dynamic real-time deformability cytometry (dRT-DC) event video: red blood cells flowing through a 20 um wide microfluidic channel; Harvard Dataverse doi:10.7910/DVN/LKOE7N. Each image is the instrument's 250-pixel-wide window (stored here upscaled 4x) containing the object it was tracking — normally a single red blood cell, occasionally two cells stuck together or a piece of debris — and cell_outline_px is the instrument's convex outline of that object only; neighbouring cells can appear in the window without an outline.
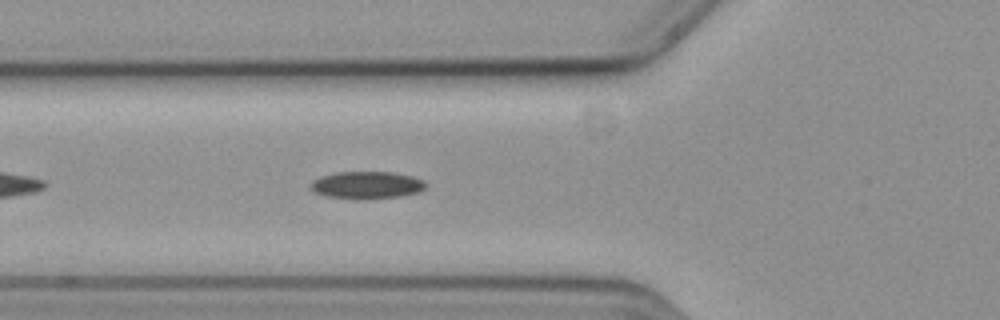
{"species": "common noctule bat (a hibernating species)", "species_latin": "Nyctalus noctula", "temperature_condition": "cold", "stored_images_in_passage": 15, "camera_frame_rate_fps": 3000, "um_per_image_px": 0.085, "animal": {"sex": "female", "body_mass_g": 19.3, "forearm_length_mm": 54.1}, "frame": {"image": 1, "passage_image": 7, "time_ms": 2.0, "image_size_px": [1000, 320], "cell_outline_px": [[428, 184], [420, 192], [400, 196], [364, 200], [328, 196], [316, 192], [308, 188], [312, 180], [320, 176], [336, 172], [392, 172], [412, 176], [424, 180]], "centroid_in_image_um": [31.18, 15.73], "position_along_channel_um": 94.6, "area_um2": 18.55}}
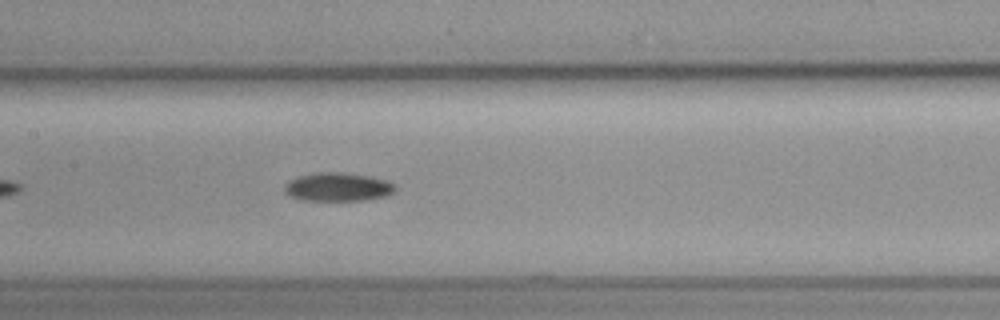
{"frame": {"image": 2, "passage_image": 14, "time_ms": 4.333, "image_size_px": [1000, 320], "cell_outline_px": [[396, 188], [388, 196], [364, 200], [300, 200], [288, 196], [284, 192], [284, 184], [288, 180], [296, 176], [316, 172], [340, 172], [368, 176], [384, 180], [392, 184]], "centroid_in_image_um": [28.62, 15.89], "position_along_channel_um": 178.8, "area_um2": 18.5}}